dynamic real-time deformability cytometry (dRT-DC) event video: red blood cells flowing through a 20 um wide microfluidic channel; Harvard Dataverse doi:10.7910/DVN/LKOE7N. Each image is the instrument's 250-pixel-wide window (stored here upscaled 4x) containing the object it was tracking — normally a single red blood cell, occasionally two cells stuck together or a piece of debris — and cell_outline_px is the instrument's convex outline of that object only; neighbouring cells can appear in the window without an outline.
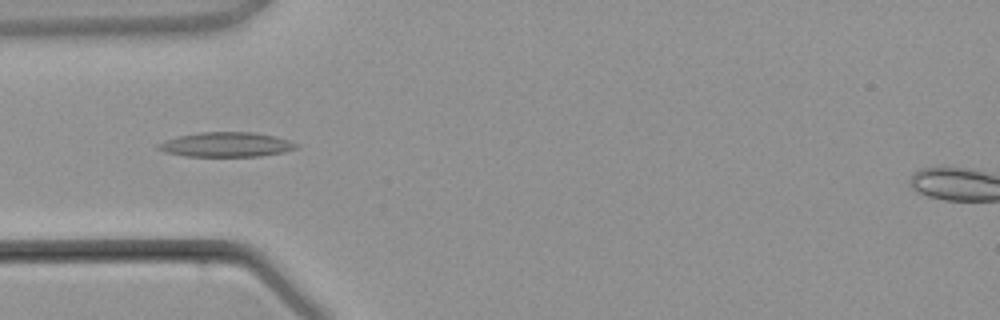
{"species": "common noctule bat (a hibernating species)", "species_latin": "Nyctalus noctula", "temperature_condition": "warm", "stored_images_in_passage": 4, "camera_frame_rate_fps": 3000, "um_per_image_px": 0.085, "animal": {"sex": "male", "body_mass_g": 21.5, "forearm_length_mm": 52.0}, "frame": {"image": 1, "passage_image": 2, "time_ms": 1.667, "image_size_px": [1000, 320], "cell_outline_px": [[300, 144], [296, 148], [284, 152], [260, 156], [184, 156], [164, 152], [156, 148], [156, 144], [164, 140], [180, 136], [200, 132], [252, 132], [276, 136]], "centroid_in_image_um": [19.22, 12.29], "position_along_channel_um": 65.8, "area_um2": 19.88}}
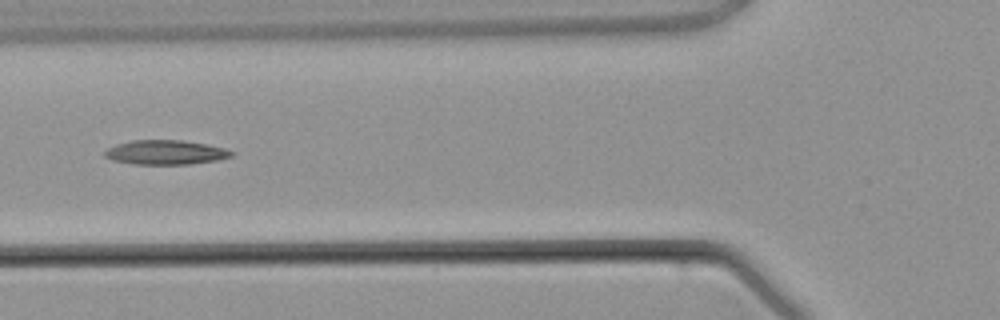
{"frame": {"image": 2, "passage_image": 3, "time_ms": 2.667, "image_size_px": [1000, 320], "cell_outline_px": [[236, 152], [232, 156], [216, 160], [192, 164], [132, 164], [112, 160], [104, 156], [104, 152], [108, 148], [116, 144], [132, 140], [180, 140], [204, 144], [224, 148]], "centroid_in_image_um": [14.05, 12.95], "position_along_channel_um": 111.7, "area_um2": 17.98}}
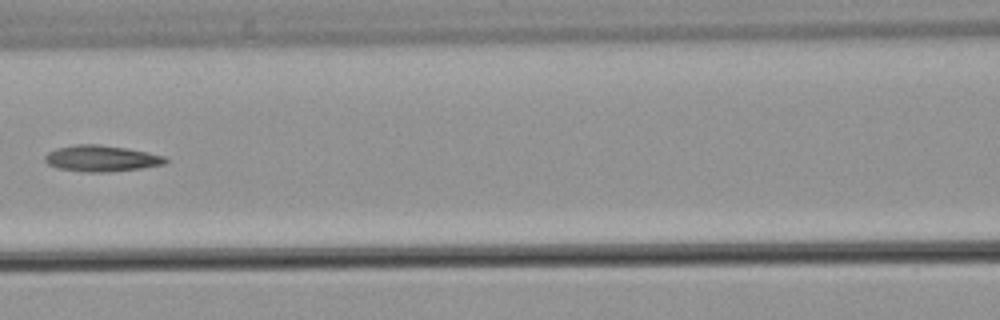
{"frame": {"image": 3, "passage_image": 4, "time_ms": 3.667, "image_size_px": [1000, 320], "cell_outline_px": [[168, 160], [164, 164], [140, 168], [104, 172], [84, 172], [56, 168], [48, 164], [44, 160], [44, 156], [48, 152], [56, 148], [76, 144], [100, 144], [128, 148], [148, 152], [164, 156]], "centroid_in_image_um": [8.58, 13.46], "position_along_channel_um": 158.0, "area_um2": 18.44}}